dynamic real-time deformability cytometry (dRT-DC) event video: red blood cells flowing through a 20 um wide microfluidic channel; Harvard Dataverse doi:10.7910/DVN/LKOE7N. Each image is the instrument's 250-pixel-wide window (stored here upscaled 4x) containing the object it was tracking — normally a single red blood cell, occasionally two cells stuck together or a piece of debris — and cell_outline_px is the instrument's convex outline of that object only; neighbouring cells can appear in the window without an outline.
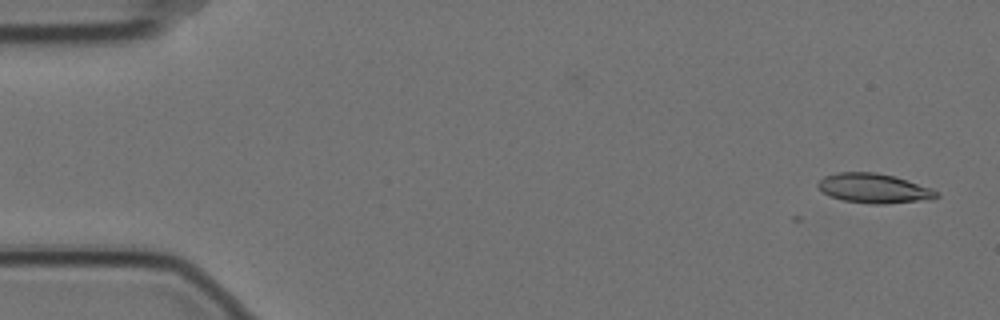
{"species": "Egyptian fruit bat (a non-hibernating species)", "species_latin": "Rousettus aegyptiacus", "temperature_condition": "cold", "stored_images_in_passage": 5, "camera_frame_rate_fps": 3000, "um_per_image_px": 0.085, "animal": {"sex": "female"}, "frame": {"image": 1, "passage_image": 1, "time_ms": 0.0, "image_size_px": [1000, 320], "cell_outline_px": [[940, 196], [916, 200], [884, 204], [872, 204], [844, 200], [832, 196], [824, 192], [816, 184], [824, 176], [836, 172], [876, 172], [892, 176], [932, 188]], "centroid_in_image_um": [74.22, 15.99], "position_along_channel_um": 10.8, "area_um2": 19.83}}